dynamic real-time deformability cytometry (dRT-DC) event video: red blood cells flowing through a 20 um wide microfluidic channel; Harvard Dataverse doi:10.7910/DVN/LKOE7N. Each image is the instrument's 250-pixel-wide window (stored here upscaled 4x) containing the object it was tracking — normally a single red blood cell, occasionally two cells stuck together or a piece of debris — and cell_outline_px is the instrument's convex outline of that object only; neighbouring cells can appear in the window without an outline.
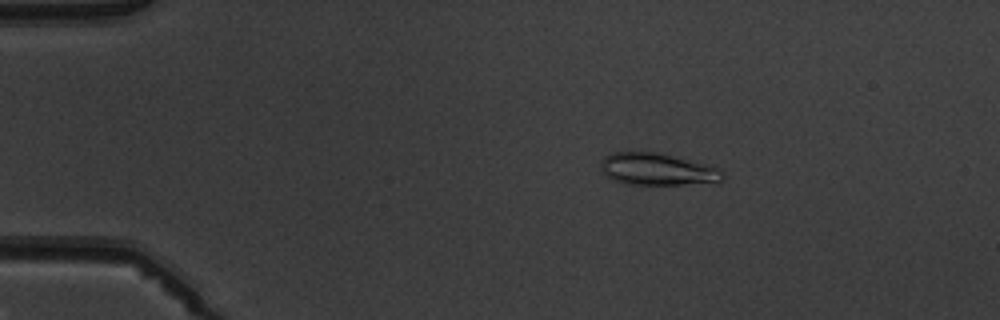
{"species": "common noctule bat (a hibernating species)", "species_latin": "Nyctalus noctula", "temperature_condition": "warm", "stored_images_in_passage": 4, "camera_frame_rate_fps": 3000, "um_per_image_px": 0.085, "animal": {"sex": "male", "body_mass_g": 19.5, "forearm_length_mm": 54.6}, "frame": {"image": 1, "passage_image": 3, "time_ms": 2.667, "image_size_px": [1000, 320], "cell_outline_px": [[724, 180], [720, 184], [624, 184], [612, 180], [600, 172], [600, 164], [604, 156], [612, 152], [656, 152], [720, 168], [724, 172]], "centroid_in_image_um": [55.89, 14.41], "position_along_channel_um": 29.1, "area_um2": 23.18}}